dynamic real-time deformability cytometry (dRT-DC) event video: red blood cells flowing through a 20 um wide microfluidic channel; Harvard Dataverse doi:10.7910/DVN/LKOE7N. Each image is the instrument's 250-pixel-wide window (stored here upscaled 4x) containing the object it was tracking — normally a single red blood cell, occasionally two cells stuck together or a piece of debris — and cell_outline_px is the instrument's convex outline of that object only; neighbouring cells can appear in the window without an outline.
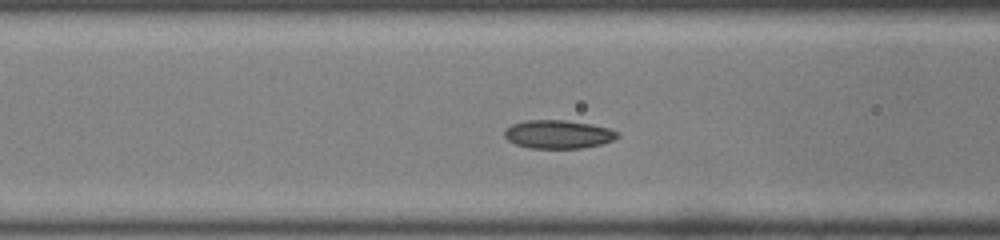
{"species": "common noctule bat (a hibernating species)", "species_latin": "Nyctalus noctula", "temperature_condition": "room temperature", "stored_images_in_passage": 46, "camera_frame_rate_fps": 3000, "um_per_image_px": 0.085, "animal": {"sex": "male", "body_mass_g": 19.0, "forearm_length_mm": 50.8}, "frame": {"image": 1, "passage_image": 15, "time_ms": 4.667, "image_size_px": [1000, 240], "cell_outline_px": [[620, 136], [612, 140], [600, 144], [580, 148], [528, 148], [516, 144], [508, 140], [504, 136], [504, 132], [512, 124], [528, 120], [564, 120], [592, 124], [608, 128], [616, 132]], "centroid_in_image_um": [47.43, 11.41], "position_along_channel_um": 119.2, "area_um2": 18.5}}
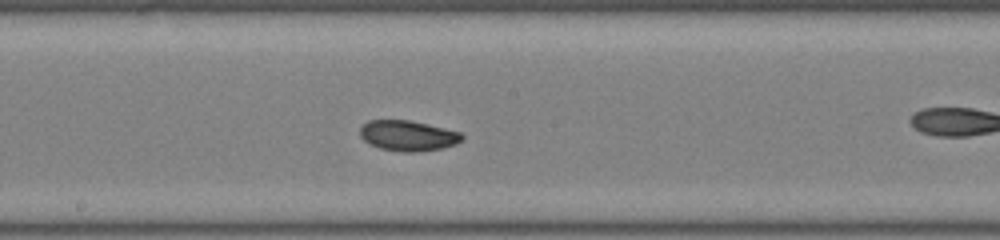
{"frame": {"image": 2, "passage_image": 22, "time_ms": 7.0, "image_size_px": [1000, 240], "cell_outline_px": [[464, 140], [456, 144], [440, 148], [420, 152], [404, 152], [380, 148], [368, 144], [360, 136], [360, 128], [368, 120], [408, 120], [428, 124], [460, 132], [464, 136]], "centroid_in_image_um": [34.68, 11.53], "position_along_channel_um": 213.5, "area_um2": 18.15}}
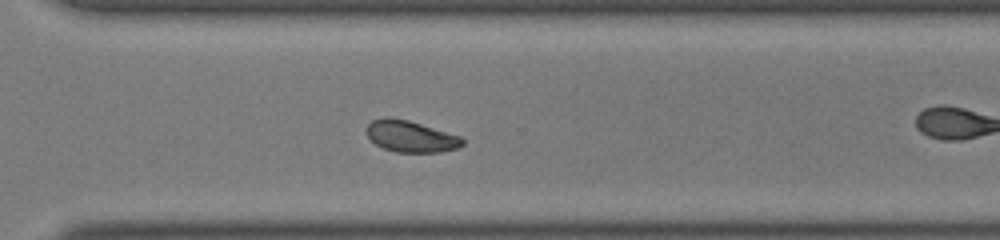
{"frame": {"image": 3, "passage_image": 31, "time_ms": 10.0, "image_size_px": [1000, 240], "cell_outline_px": [[464, 144], [456, 148], [440, 152], [396, 152], [384, 148], [376, 144], [368, 136], [368, 124], [372, 120], [384, 116], [388, 116], [408, 120], [460, 136], [464, 140]], "centroid_in_image_um": [34.91, 11.58], "position_along_channel_um": 335.7, "area_um2": 17.4}, "authors_computed_cell_mechanics": {"area_um2": 18.3515, "velocity_mm_per_s": 4.0619, "shape_relaxation_time_tau1_ms": null, "shape_relaxation_time_tau2_ms": 3.5837, "deformation_change_tau1": null, "deformation_change_tau2": 0.0562}}